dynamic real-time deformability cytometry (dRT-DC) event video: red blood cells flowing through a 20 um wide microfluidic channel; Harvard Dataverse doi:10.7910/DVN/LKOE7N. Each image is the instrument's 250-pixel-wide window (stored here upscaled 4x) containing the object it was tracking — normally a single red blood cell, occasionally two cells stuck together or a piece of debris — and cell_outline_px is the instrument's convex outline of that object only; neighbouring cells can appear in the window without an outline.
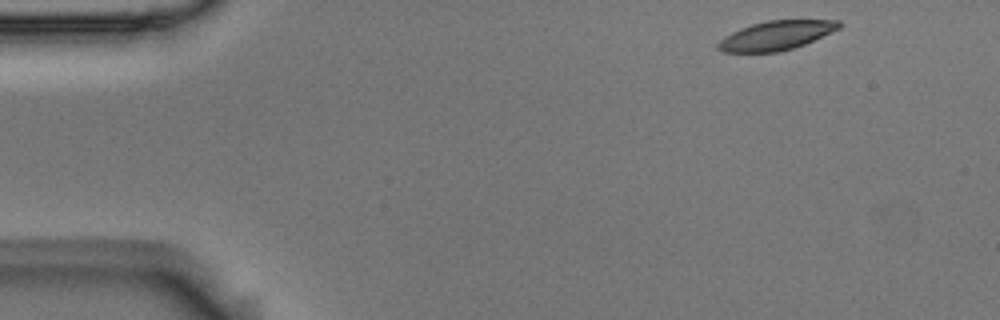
{"species": "Egyptian fruit bat (a non-hibernating species)", "species_latin": "Rousettus aegyptiacus", "temperature_condition": "room temperature", "stored_images_in_passage": 3, "camera_frame_rate_fps": 3000, "um_per_image_px": 0.085, "animal": {"sex": "male"}, "frame": {"image": 1, "passage_image": 1, "time_ms": 0.0, "image_size_px": [1000, 320], "cell_outline_px": [[840, 28], [804, 44], [792, 48], [776, 52], [724, 52], [716, 48], [716, 44], [724, 36], [740, 28], [752, 24], [768, 20], [840, 20]], "centroid_in_image_um": [65.93, 3.01], "position_along_channel_um": 19.1, "area_um2": 20.35}}